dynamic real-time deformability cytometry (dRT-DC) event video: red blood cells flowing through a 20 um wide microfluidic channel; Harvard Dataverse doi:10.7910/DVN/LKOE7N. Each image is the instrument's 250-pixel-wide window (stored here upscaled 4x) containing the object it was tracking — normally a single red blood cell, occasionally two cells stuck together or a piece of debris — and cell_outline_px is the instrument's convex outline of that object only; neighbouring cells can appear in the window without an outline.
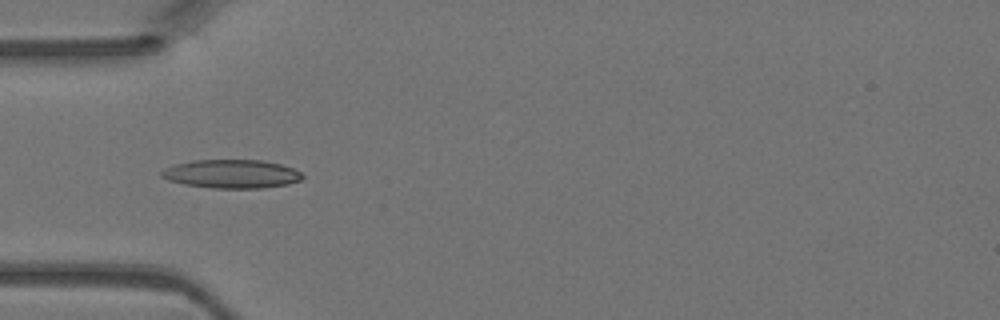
{"species": "Egyptian fruit bat (a non-hibernating species)", "species_latin": "Rousettus aegyptiacus", "temperature_condition": "warm", "stored_images_in_passage": 4, "camera_frame_rate_fps": 3000, "um_per_image_px": 0.085, "animal": {"sex": "female"}, "frame": {"image": 1, "passage_image": 4, "time_ms": 1.0, "image_size_px": [1000, 320], "cell_outline_px": [[304, 176], [300, 180], [288, 184], [264, 188], [212, 188], [184, 184], [168, 180], [160, 176], [160, 172], [164, 168], [176, 164], [192, 160], [260, 160], [280, 164], [292, 168], [300, 172]], "centroid_in_image_um": [19.66, 14.78], "position_along_channel_um": 65.3, "area_um2": 23.47}}